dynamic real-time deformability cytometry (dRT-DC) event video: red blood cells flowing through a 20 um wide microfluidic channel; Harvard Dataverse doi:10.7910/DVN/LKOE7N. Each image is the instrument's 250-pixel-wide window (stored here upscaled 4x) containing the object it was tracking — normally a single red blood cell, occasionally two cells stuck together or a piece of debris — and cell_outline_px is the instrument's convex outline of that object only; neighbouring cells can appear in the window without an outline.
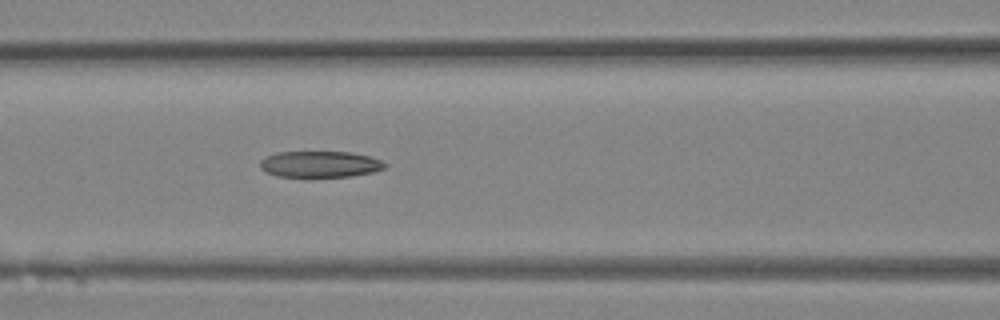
{"species": "Egyptian fruit bat (a non-hibernating species)", "species_latin": "Rousettus aegyptiacus", "temperature_condition": "room temperature", "stored_images_in_passage": 27, "camera_frame_rate_fps": 3000, "um_per_image_px": 0.085, "animal": {"sex": "female"}, "frame": {"image": 1, "passage_image": 14, "time_ms": 4.333, "image_size_px": [1000, 320], "cell_outline_px": [[388, 164], [384, 168], [372, 172], [352, 176], [312, 180], [308, 180], [276, 176], [260, 168], [260, 160], [264, 156], [276, 152], [348, 152], [368, 156], [380, 160]], "centroid_in_image_um": [27.13, 14.01], "position_along_channel_um": 139.5, "area_um2": 20.06}}
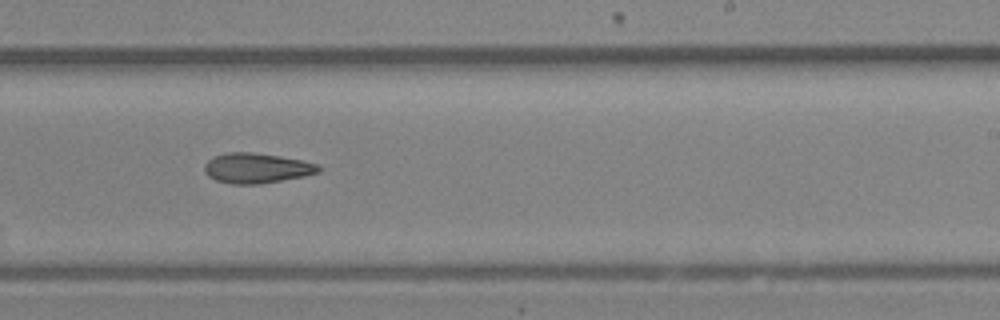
{"frame": {"image": 2, "passage_image": 20, "time_ms": 6.333, "image_size_px": [1000, 320], "cell_outline_px": [[324, 168], [320, 172], [304, 176], [260, 184], [232, 184], [216, 180], [208, 176], [204, 172], [204, 164], [212, 156], [228, 152], [252, 152], [280, 156], [304, 160], [320, 164]], "centroid_in_image_um": [21.84, 14.28], "position_along_channel_um": 267.2, "area_um2": 20.35}}
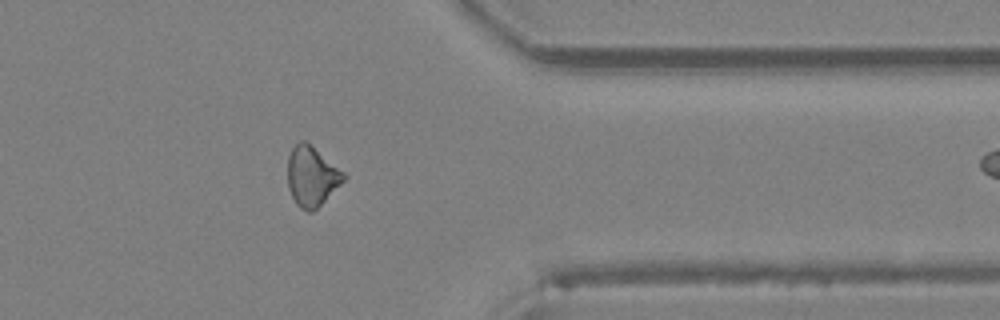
{"frame": {"image": 3, "passage_image": 26, "time_ms": 8.333, "image_size_px": [1000, 320], "cell_outline_px": [[348, 176], [312, 212], [308, 212], [300, 208], [296, 204], [288, 188], [288, 156], [292, 148], [300, 140], [304, 140], [344, 172]], "centroid_in_image_um": [26.47, 14.99], "position_along_channel_um": 384.9, "area_um2": 19.13}}